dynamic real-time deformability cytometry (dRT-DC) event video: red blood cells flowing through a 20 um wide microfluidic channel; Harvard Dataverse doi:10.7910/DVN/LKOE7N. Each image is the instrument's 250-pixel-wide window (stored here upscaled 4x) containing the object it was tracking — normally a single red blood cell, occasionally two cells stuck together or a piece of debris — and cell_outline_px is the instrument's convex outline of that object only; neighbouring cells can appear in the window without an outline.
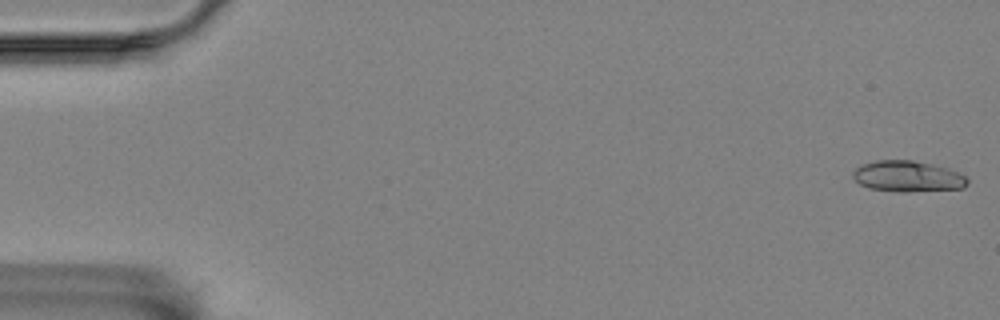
{"species": "Egyptian fruit bat (a non-hibernating species)", "species_latin": "Rousettus aegyptiacus", "temperature_condition": "room temperature", "stored_images_in_passage": 18, "camera_frame_rate_fps": 3000, "um_per_image_px": 0.085, "animal": {"sex": "female"}, "frame": {"image": 1, "passage_image": 1, "time_ms": 0.0, "image_size_px": [1000, 320], "cell_outline_px": [[968, 184], [964, 188], [908, 192], [900, 192], [868, 188], [860, 184], [852, 176], [852, 172], [856, 168], [864, 164], [876, 160], [912, 160], [932, 164], [948, 168], [964, 176], [968, 180]], "centroid_in_image_um": [77.15, 14.99], "position_along_channel_um": 7.9, "area_um2": 20.63}}